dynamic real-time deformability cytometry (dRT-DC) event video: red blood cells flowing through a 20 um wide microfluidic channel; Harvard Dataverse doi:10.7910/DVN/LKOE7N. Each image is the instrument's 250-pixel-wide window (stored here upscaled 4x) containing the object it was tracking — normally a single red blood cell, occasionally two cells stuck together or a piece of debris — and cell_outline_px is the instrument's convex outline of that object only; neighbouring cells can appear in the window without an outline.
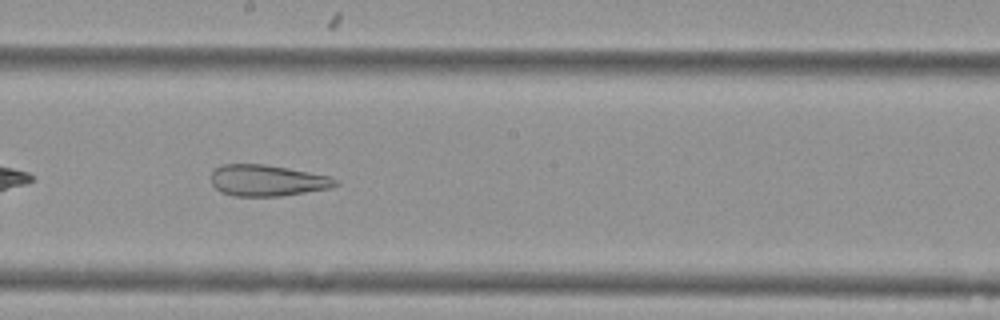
{"species": "Egyptian fruit bat (a non-hibernating species)", "species_latin": "Rousettus aegyptiacus", "temperature_condition": "cold", "stored_images_in_passage": 31, "camera_frame_rate_fps": 3000, "um_per_image_px": 0.085, "animal": {"sex": "female"}, "frame": {"image": 1, "passage_image": 14, "time_ms": 4.333, "image_size_px": [1000, 320], "cell_outline_px": [[340, 184], [332, 188], [280, 196], [232, 196], [220, 192], [212, 184], [212, 172], [216, 168], [224, 164], [264, 164], [288, 168], [328, 176], [336, 180]], "centroid_in_image_um": [22.71, 15.35], "position_along_channel_um": 225.5, "area_um2": 22.6}, "authors_computed_cell_mechanics": {"area_um2": 25.6054, "velocity_mm_per_s": 3.7906, "shape_relaxation_time_tau1_ms": null, "shape_relaxation_time_tau2_ms": 2.8971, "deformation_change_tau1": null, "deformation_change_tau2": 0.1317}}